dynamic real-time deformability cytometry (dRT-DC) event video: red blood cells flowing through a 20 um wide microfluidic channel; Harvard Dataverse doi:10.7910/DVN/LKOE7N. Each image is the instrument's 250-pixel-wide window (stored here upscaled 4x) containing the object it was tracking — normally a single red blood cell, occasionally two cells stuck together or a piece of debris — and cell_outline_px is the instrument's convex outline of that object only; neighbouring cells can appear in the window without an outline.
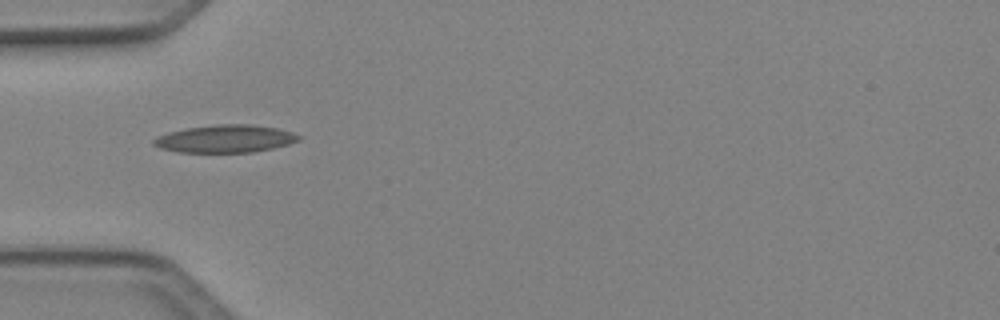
{"species": "Egyptian fruit bat (a non-hibernating species)", "species_latin": "Rousettus aegyptiacus", "temperature_condition": "cold", "stored_images_in_passage": 3, "camera_frame_rate_fps": 3000, "um_per_image_px": 0.085, "animal": {"sex": "female"}, "frame": {"image": 1, "passage_image": 2, "time_ms": 0.333, "image_size_px": [1000, 320], "cell_outline_px": [[300, 140], [288, 144], [272, 148], [252, 152], [176, 152], [160, 148], [152, 144], [152, 140], [156, 136], [168, 132], [184, 128], [220, 124], [252, 124], [280, 128], [292, 132], [300, 136]], "centroid_in_image_um": [19.12, 11.78], "position_along_channel_um": 65.9, "area_um2": 23.52}}
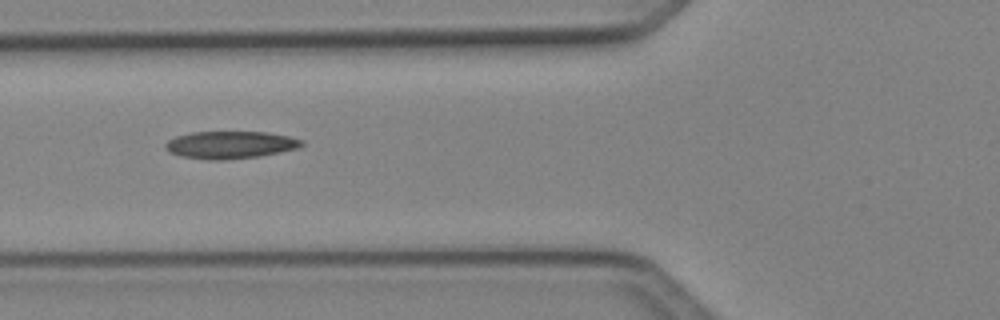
{"frame": {"image": 2, "passage_image": 3, "time_ms": 0.667, "image_size_px": [1000, 320], "cell_outline_px": [[304, 144], [300, 148], [280, 152], [256, 156], [220, 160], [208, 160], [180, 156], [168, 152], [164, 148], [164, 144], [168, 140], [176, 136], [192, 132], [268, 132], [288, 136], [304, 140]], "centroid_in_image_um": [19.56, 12.31], "position_along_channel_um": 106.2, "area_um2": 21.85}}